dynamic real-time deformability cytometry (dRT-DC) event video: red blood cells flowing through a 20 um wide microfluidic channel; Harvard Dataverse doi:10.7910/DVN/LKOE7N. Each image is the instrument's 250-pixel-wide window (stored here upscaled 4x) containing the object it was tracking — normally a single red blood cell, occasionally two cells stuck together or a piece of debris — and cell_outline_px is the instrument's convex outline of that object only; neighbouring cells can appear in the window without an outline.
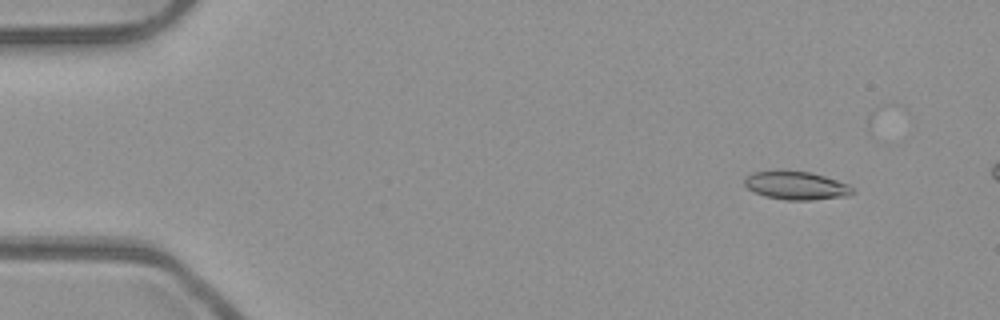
{"species": "common noctule bat (a hibernating species)", "species_latin": "Nyctalus noctula", "temperature_condition": "room temperature", "stored_images_in_passage": 54, "camera_frame_rate_fps": 3000, "um_per_image_px": 0.085, "animal": {"sex": "male", "body_mass_g": 23.1, "forearm_length_mm": 52.7}, "frame": {"image": 1, "passage_image": 6, "time_ms": 1.667, "image_size_px": [1000, 320], "cell_outline_px": [[856, 192], [848, 196], [812, 200], [784, 200], [764, 196], [748, 188], [744, 184], [744, 176], [752, 172], [812, 172], [848, 184]], "centroid_in_image_um": [67.7, 15.79], "position_along_channel_um": 17.3, "area_um2": 17.57}}
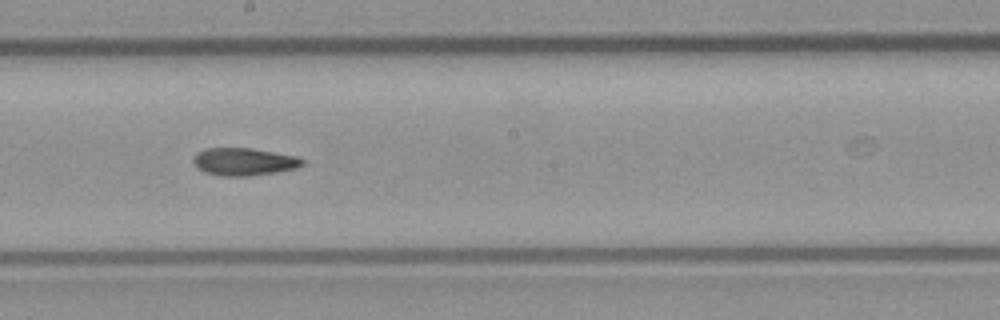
{"frame": {"image": 2, "passage_image": 30, "time_ms": 9.667, "image_size_px": [1000, 320], "cell_outline_px": [[304, 164], [296, 168], [276, 172], [248, 176], [220, 176], [204, 172], [196, 168], [192, 160], [192, 156], [196, 152], [204, 148], [252, 148], [296, 156], [304, 160]], "centroid_in_image_um": [20.67, 13.74], "position_along_channel_um": 227.5, "area_um2": 17.74}}
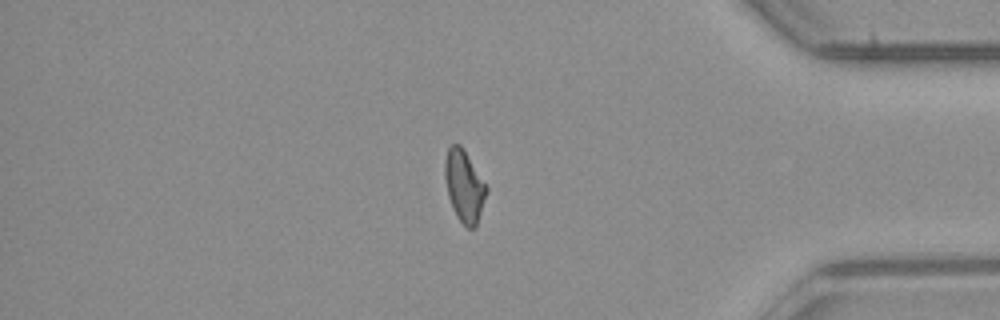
{"frame": {"image": 3, "passage_image": 45, "time_ms": 14.667, "image_size_px": [1000, 320], "cell_outline_px": [[488, 188], [476, 228], [468, 228], [456, 216], [452, 208], [448, 196], [444, 176], [444, 160], [448, 148], [452, 144], [460, 144], [464, 148]], "centroid_in_image_um": [39.44, 15.79], "position_along_channel_um": 395.8, "area_um2": 17.46}, "authors_computed_cell_mechanics": {"area_um2": 17.5423, "velocity_mm_per_s": 3.9715, "shape_relaxation_time_tau1_ms": null, "shape_relaxation_time_tau2_ms": 7.3514, "deformation_change_tau1": null, "deformation_change_tau2": 0.1353}}